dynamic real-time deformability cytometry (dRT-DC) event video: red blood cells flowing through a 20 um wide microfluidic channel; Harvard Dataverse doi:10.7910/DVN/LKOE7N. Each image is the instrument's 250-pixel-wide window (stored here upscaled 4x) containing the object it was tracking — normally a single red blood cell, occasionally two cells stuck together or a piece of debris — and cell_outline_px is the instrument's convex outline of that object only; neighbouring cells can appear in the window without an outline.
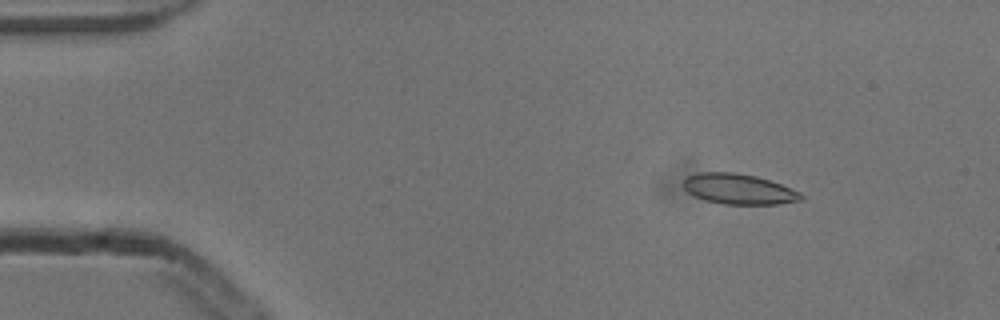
{"species": "common noctule bat (a hibernating species)", "species_latin": "Nyctalus noctula", "temperature_condition": "cold", "stored_images_in_passage": 4, "camera_frame_rate_fps": 3000, "um_per_image_px": 0.085, "animal": {"sex": "male", "body_mass_g": 13.3}, "frame": {"image": 1, "passage_image": 2, "time_ms": 0.333, "image_size_px": [1000, 320], "cell_outline_px": [[804, 200], [780, 204], [724, 204], [704, 200], [688, 192], [680, 184], [688, 176], [700, 172], [736, 172], [756, 176], [780, 184], [800, 192], [804, 196]], "centroid_in_image_um": [62.79, 16.07], "position_along_channel_um": 22.2, "area_um2": 20.92}}